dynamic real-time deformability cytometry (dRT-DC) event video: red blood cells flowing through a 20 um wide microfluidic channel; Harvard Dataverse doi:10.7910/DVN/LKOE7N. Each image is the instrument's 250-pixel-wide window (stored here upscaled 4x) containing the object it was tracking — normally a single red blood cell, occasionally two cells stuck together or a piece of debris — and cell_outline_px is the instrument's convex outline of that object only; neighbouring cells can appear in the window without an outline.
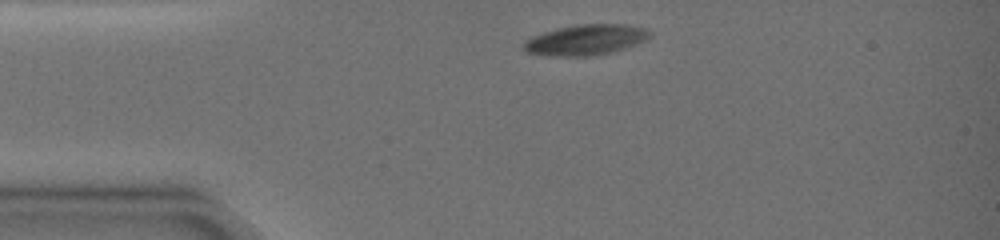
{"species": "common noctule bat (a hibernating species)", "species_latin": "Nyctalus noctula", "temperature_condition": "warm", "stored_images_in_passage": 4, "camera_frame_rate_fps": 3000, "um_per_image_px": 0.085, "animal": {"sex": "female", "body_mass_g": 19.0, "forearm_length_mm": 51.5}, "frame": {"image": 1, "passage_image": 1, "time_ms": 0.0, "image_size_px": [1000, 240], "cell_outline_px": [[652, 36], [636, 44], [624, 48], [608, 52], [588, 56], [556, 56], [528, 52], [520, 48], [524, 40], [532, 36], [556, 28], [580, 24], [624, 24], [648, 28], [652, 32]], "centroid_in_image_um": [49.78, 3.37], "position_along_channel_um": 35.2, "area_um2": 22.43}}